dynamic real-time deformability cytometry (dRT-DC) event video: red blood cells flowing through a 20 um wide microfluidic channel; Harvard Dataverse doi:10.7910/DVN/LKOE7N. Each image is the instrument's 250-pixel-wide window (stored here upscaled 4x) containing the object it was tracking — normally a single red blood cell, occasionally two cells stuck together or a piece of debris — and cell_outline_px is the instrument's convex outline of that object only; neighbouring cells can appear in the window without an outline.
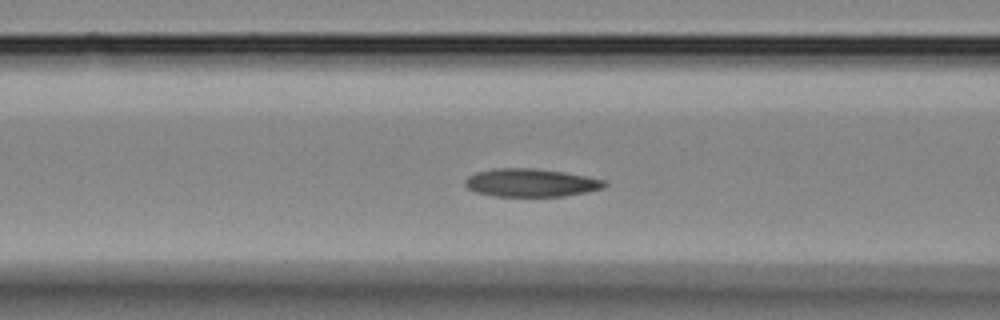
{"species": "Egyptian fruit bat (a non-hibernating species)", "species_latin": "Rousettus aegyptiacus", "temperature_condition": "room temperature", "stored_images_in_passage": 37, "camera_frame_rate_fps": 3000, "um_per_image_px": 0.085, "animal": {"sex": "female"}, "frame": {"image": 1, "passage_image": 13, "time_ms": 4.0, "image_size_px": [1000, 320], "cell_outline_px": [[608, 184], [604, 188], [564, 196], [492, 196], [476, 192], [468, 188], [464, 184], [464, 180], [468, 176], [476, 172], [492, 168], [532, 168], [564, 172], [588, 176], [608, 180]], "centroid_in_image_um": [45.14, 15.52], "position_along_channel_um": 121.5, "area_um2": 23.0}}
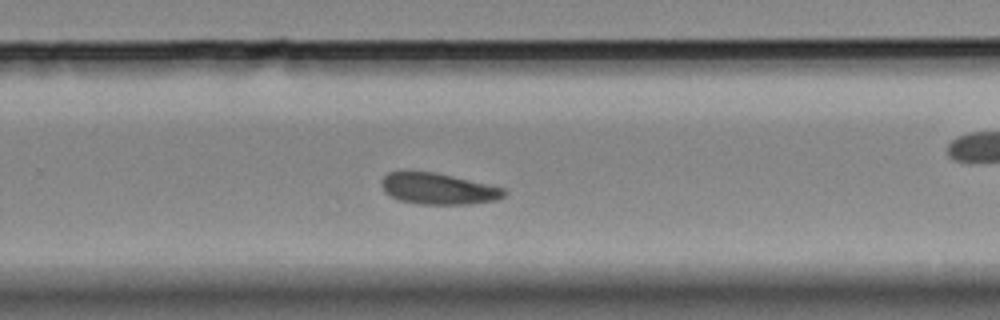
{"frame": {"image": 2, "passage_image": 23, "time_ms": 7.333, "image_size_px": [1000, 320], "cell_outline_px": [[508, 192], [500, 200], [472, 204], [420, 204], [400, 200], [384, 192], [380, 184], [380, 180], [388, 172], [436, 172], [488, 184], [504, 188]], "centroid_in_image_um": [37.28, 16.05], "position_along_channel_um": 292.5, "area_um2": 22.43}}
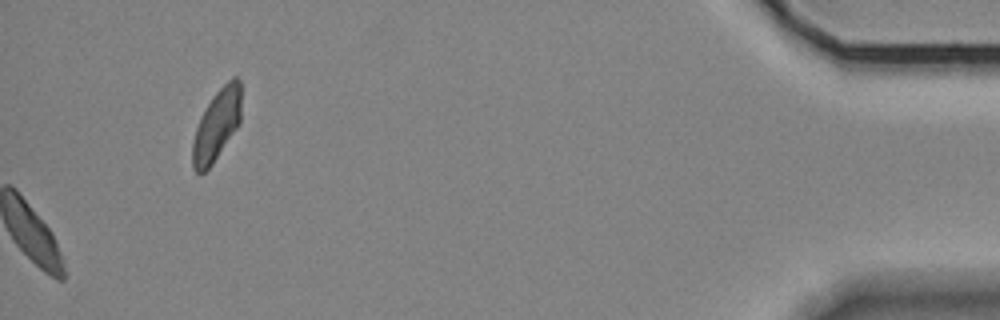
{"frame": {"image": 3, "passage_image": 37, "time_ms": 12.0, "image_size_px": [1000, 320], "cell_outline_px": [[240, 124], [212, 164], [200, 176], [192, 168], [192, 140], [200, 116], [212, 96], [232, 76], [236, 76], [240, 80]], "centroid_in_image_um": [18.4, 10.64], "position_along_channel_um": 416.8, "area_um2": 20.35}}